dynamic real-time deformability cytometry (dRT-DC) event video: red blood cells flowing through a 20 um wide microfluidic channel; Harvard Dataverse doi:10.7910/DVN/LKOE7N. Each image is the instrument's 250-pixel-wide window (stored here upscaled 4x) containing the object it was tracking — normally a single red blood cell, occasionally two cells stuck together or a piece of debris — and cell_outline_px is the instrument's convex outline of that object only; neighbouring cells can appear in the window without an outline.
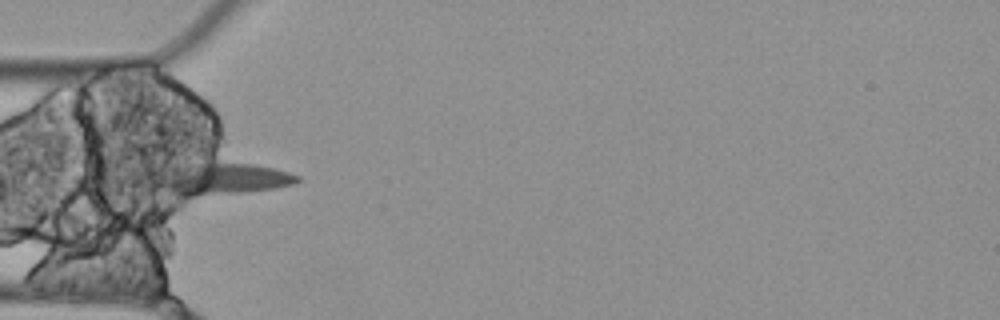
{"species": "Egyptian fruit bat (a non-hibernating species)", "species_latin": "Rousettus aegyptiacus", "temperature_condition": "cold", "stored_images_in_passage": 7, "camera_frame_rate_fps": 3000, "um_per_image_px": 0.085, "animal": {"sex": "female"}, "frame": {"image": 1, "passage_image": 5, "time_ms": 1.333, "image_size_px": [1000, 320], "cell_outline_px": [[300, 180], [292, 184], [276, 188], [244, 192], [176, 200], [148, 184], [140, 176], [140, 168], [192, 164], [252, 164], [272, 168], [288, 172], [300, 176]], "centroid_in_image_um": [18.22, 15.24], "position_along_channel_um": 66.8, "area_um2": 29.3}}
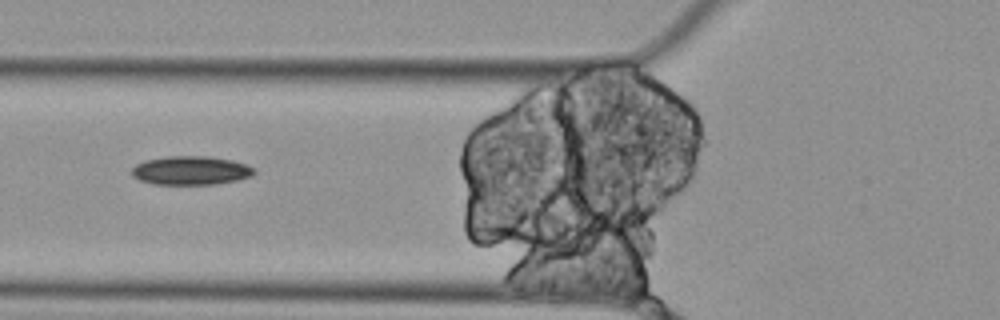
{"frame": {"image": 2, "passage_image": 6, "time_ms": 1.667, "image_size_px": [1000, 320], "cell_outline_px": [[256, 172], [252, 176], [236, 180], [216, 184], [152, 184], [140, 180], [132, 176], [132, 168], [136, 164], [144, 160], [168, 156], [208, 156], [232, 160], [244, 164], [252, 168]], "centroid_in_image_um": [16.19, 14.49], "position_along_channel_um": 109.6, "area_um2": 20.46}}
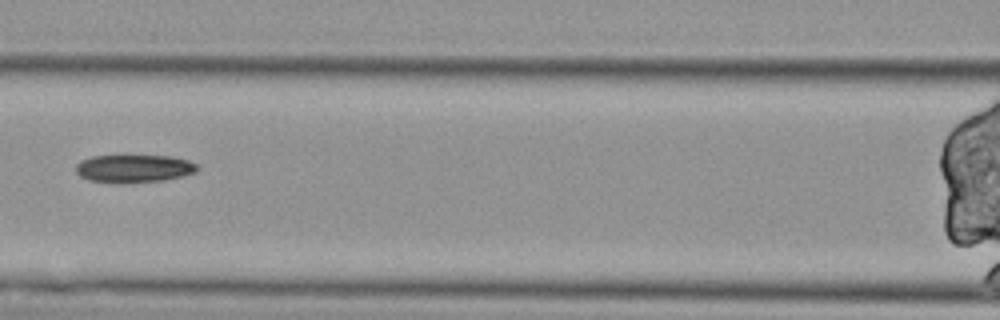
{"frame": {"image": 3, "passage_image": 7, "time_ms": 2.0, "image_size_px": [1000, 320], "cell_outline_px": [[196, 172], [164, 180], [124, 184], [120, 184], [88, 180], [80, 176], [76, 172], [76, 164], [80, 160], [92, 156], [172, 156], [188, 160], [196, 164]], "centroid_in_image_um": [11.33, 14.34], "position_along_channel_um": 155.3, "area_um2": 19.83}}